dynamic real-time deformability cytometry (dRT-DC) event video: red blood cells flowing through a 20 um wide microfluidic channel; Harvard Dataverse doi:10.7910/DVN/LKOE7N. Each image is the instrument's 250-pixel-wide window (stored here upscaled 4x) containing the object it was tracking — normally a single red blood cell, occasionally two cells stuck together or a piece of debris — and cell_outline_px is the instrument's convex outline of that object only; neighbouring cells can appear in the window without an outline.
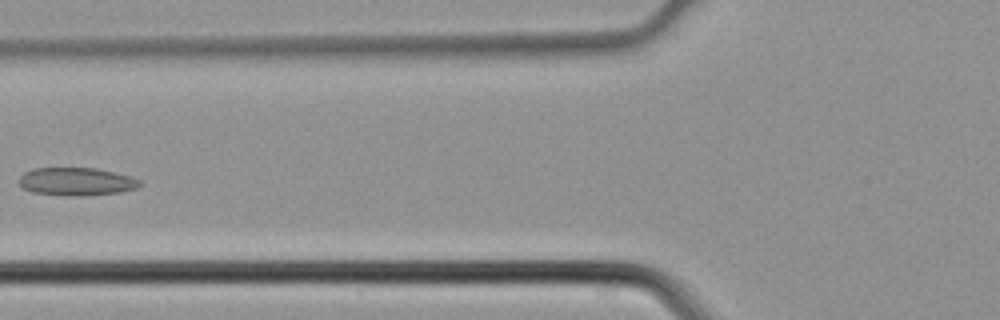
{"species": "common noctule bat (a hibernating species)", "species_latin": "Nyctalus noctula", "temperature_condition": "cold", "stored_images_in_passage": 4, "camera_frame_rate_fps": 3000, "um_per_image_px": 0.085, "animal": {"sex": "male", "body_mass_g": 21.5, "forearm_length_mm": 52.0}, "frame": {"image": 1, "passage_image": 4, "time_ms": 1.0, "image_size_px": [1000, 320], "cell_outline_px": [[144, 184], [136, 188], [120, 192], [84, 196], [68, 196], [32, 192], [24, 188], [20, 184], [20, 176], [24, 172], [32, 168], [96, 168], [128, 176], [140, 180]], "centroid_in_image_um": [6.5, 15.44], "position_along_channel_um": 119.3, "area_um2": 19.65}}